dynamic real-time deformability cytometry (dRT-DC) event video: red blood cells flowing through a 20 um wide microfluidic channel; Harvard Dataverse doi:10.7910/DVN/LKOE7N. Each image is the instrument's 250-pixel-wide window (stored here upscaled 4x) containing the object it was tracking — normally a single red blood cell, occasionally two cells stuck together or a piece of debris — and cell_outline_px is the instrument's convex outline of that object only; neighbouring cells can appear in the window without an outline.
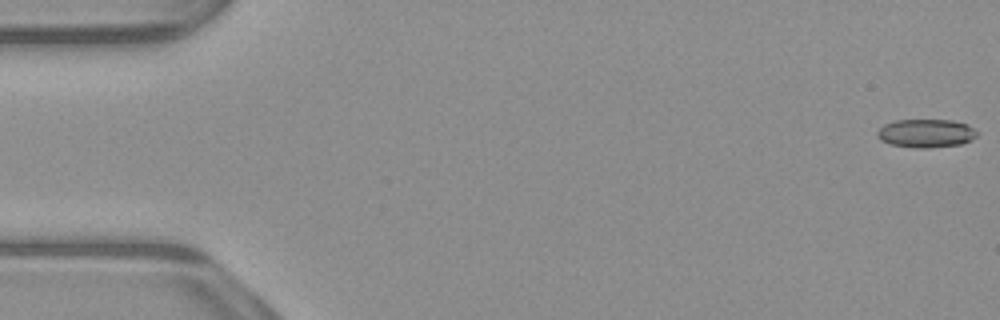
{"species": "common noctule bat (a hibernating species)", "species_latin": "Nyctalus noctula", "temperature_condition": "warm", "stored_images_in_passage": 53, "camera_frame_rate_fps": 3000, "um_per_image_px": 0.085, "animal": {"sex": "male", "body_mass_g": 23.1, "forearm_length_mm": 52.7}, "frame": {"image": 1, "passage_image": 1, "time_ms": 0.0, "image_size_px": [1000, 320], "cell_outline_px": [[976, 136], [972, 140], [960, 144], [928, 148], [916, 148], [892, 144], [880, 140], [876, 136], [876, 132], [884, 124], [896, 120], [952, 120], [968, 124], [976, 132]], "centroid_in_image_um": [78.69, 11.32], "position_along_channel_um": 6.3, "area_um2": 16.47}}
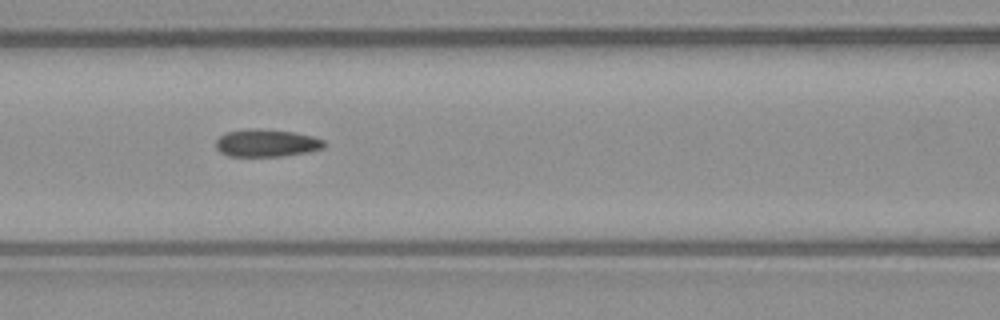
{"frame": {"image": 2, "passage_image": 23, "time_ms": 7.333, "image_size_px": [1000, 320], "cell_outline_px": [[324, 148], [308, 152], [284, 156], [228, 156], [220, 152], [216, 148], [216, 140], [220, 136], [228, 132], [248, 128], [260, 128], [292, 132], [312, 136], [324, 140]], "centroid_in_image_um": [22.64, 12.16], "position_along_channel_um": 144.0, "area_um2": 17.4}}
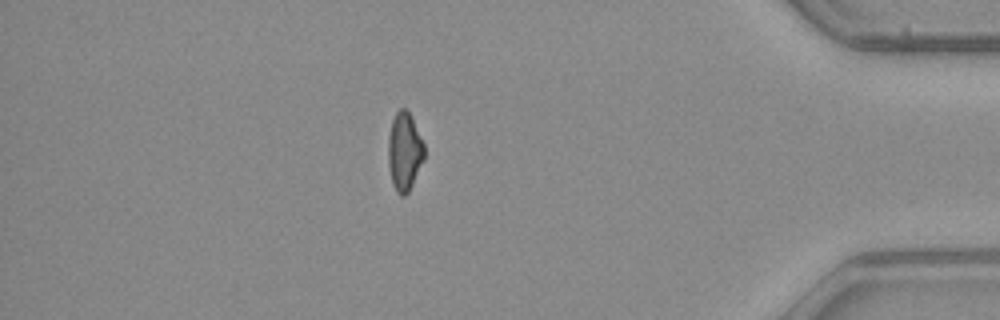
{"frame": {"image": 3, "passage_image": 46, "time_ms": 15.0, "image_size_px": [1000, 320], "cell_outline_px": [[424, 160], [408, 192], [404, 196], [400, 196], [396, 192], [392, 184], [388, 164], [388, 136], [392, 120], [396, 112], [400, 108], [408, 108], [424, 144]], "centroid_in_image_um": [34.37, 12.87], "position_along_channel_um": 400.8, "area_um2": 16.65}, "authors_computed_cell_mechanics": {"area_um2": 17.1666, "velocity_mm_per_s": 3.9312, "shape_relaxation_time_tau1_ms": null, "shape_relaxation_time_tau2_ms": 5.2313, "deformation_change_tau1": null, "deformation_change_tau2": 0.1211}}